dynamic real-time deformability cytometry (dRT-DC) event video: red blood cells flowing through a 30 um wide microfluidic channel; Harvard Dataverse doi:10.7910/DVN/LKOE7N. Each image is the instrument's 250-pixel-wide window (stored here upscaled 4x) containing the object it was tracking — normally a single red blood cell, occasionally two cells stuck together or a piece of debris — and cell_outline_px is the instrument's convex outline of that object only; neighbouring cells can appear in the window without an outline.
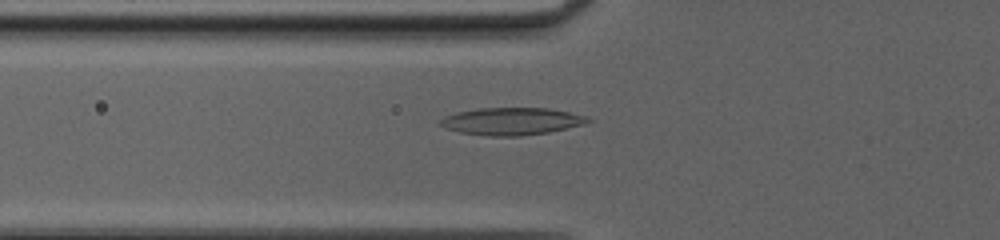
{"species": "common noctule bat (a hibernating species)", "species_latin": "Nyctalus noctula", "temperature_condition": "cold", "stored_images_in_passage": 51, "camera_frame_rate_fps": 3000, "um_per_image_px": 0.085, "animal": {"sex": "female", "body_mass_g": 20.0, "forearm_length_mm": 54.0}, "frame": {"image": 1, "passage_image": 20, "time_ms": 6.333, "image_size_px": [1000, 240], "cell_outline_px": [[592, 120], [584, 124], [548, 132], [520, 136], [488, 136], [460, 132], [444, 128], [436, 124], [444, 116], [456, 112], [480, 108], [548, 108], [588, 116]], "centroid_in_image_um": [43.44, 10.31], "position_along_channel_um": 82.4, "area_um2": 23.58}}
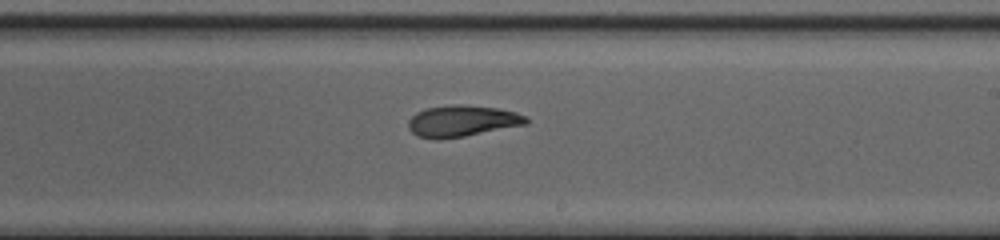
{"frame": {"image": 2, "passage_image": 32, "time_ms": 10.333, "image_size_px": [1000, 240], "cell_outline_px": [[528, 124], [464, 136], [440, 140], [436, 140], [416, 136], [408, 128], [408, 120], [416, 112], [424, 108], [452, 104], [464, 104], [496, 108], [516, 112], [528, 116]], "centroid_in_image_um": [39.26, 10.28], "position_along_channel_um": 249.7, "area_um2": 21.85}}
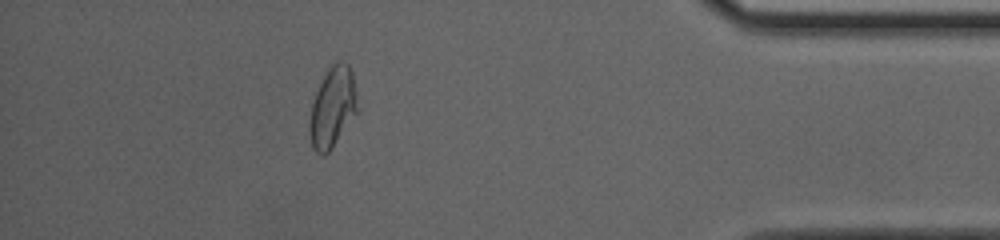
{"frame": {"image": 3, "passage_image": 46, "time_ms": 15.0, "image_size_px": [1000, 240], "cell_outline_px": [[360, 108], [328, 152], [324, 156], [320, 156], [312, 148], [308, 128], [308, 124], [312, 104], [316, 92], [328, 68], [332, 64], [340, 60], [344, 60], [348, 64], [352, 72]], "centroid_in_image_um": [28.28, 9.12], "position_along_channel_um": 406.9, "area_um2": 22.54}, "authors_computed_cell_mechanics": {"area_um2": 22.6576, "velocity_mm_per_s": 4.161, "shape_relaxation_time_tau1_ms": null, "shape_relaxation_time_tau2_ms": 2.1659, "deformation_change_tau1": null, "deformation_change_tau2": 0.0805}}